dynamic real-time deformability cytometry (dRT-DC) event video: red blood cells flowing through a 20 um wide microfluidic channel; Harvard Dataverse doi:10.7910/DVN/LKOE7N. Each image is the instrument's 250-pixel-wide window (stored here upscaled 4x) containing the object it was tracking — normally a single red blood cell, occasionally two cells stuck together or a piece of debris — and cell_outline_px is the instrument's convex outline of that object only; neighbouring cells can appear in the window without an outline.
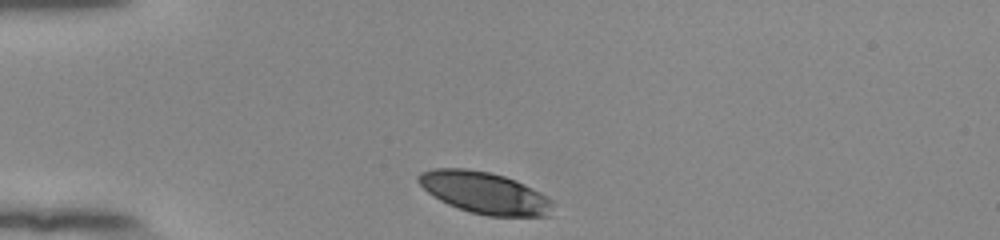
{"species": "human", "species_latin": "Homo sapiens", "temperature_condition": "room temperature", "stored_images_in_passage": 32, "camera_frame_rate_fps": 3000, "um_per_image_px": 0.085, "donor": {"sex": "female"}, "frame": {"image": 1, "passage_image": 1, "time_ms": 0.0, "image_size_px": [1000, 240], "cell_outline_px": [[552, 216], [488, 216], [472, 212], [448, 204], [440, 200], [428, 192], [416, 180], [416, 176], [420, 172], [436, 168], [468, 168], [488, 172], [504, 176], [516, 180], [548, 196], [552, 200]], "centroid_in_image_um": [41.2, 16.38], "position_along_channel_um": 43.8, "area_um2": 32.66}}
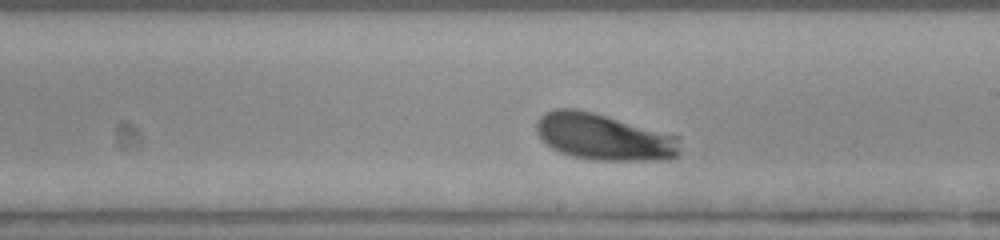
{"frame": {"image": 2, "passage_image": 19, "time_ms": 6.0, "image_size_px": [1000, 240], "cell_outline_px": [[680, 156], [672, 160], [592, 160], [572, 156], [560, 152], [552, 148], [536, 132], [536, 120], [544, 112], [552, 108], [576, 108], [592, 112], [680, 136]], "centroid_in_image_um": [51.36, 11.64], "position_along_channel_um": 237.6, "area_um2": 39.3}}
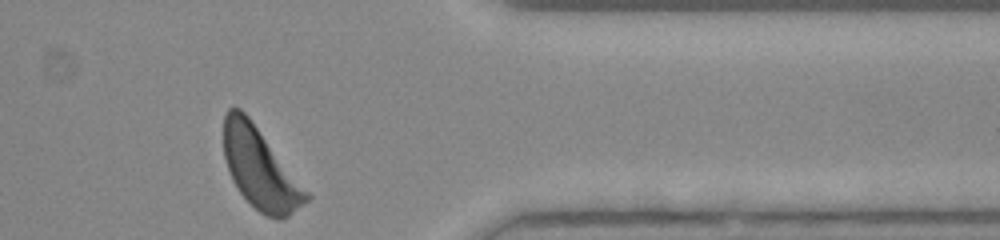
{"frame": {"image": 3, "passage_image": 32, "time_ms": 10.333, "image_size_px": [1000, 240], "cell_outline_px": [[312, 196], [308, 200], [288, 216], [280, 220], [276, 220], [260, 212], [240, 192], [232, 180], [224, 156], [224, 116], [228, 108], [240, 108], [248, 116]], "centroid_in_image_um": [22.11, 14.33], "position_along_channel_um": 389.3, "area_um2": 38.15}}